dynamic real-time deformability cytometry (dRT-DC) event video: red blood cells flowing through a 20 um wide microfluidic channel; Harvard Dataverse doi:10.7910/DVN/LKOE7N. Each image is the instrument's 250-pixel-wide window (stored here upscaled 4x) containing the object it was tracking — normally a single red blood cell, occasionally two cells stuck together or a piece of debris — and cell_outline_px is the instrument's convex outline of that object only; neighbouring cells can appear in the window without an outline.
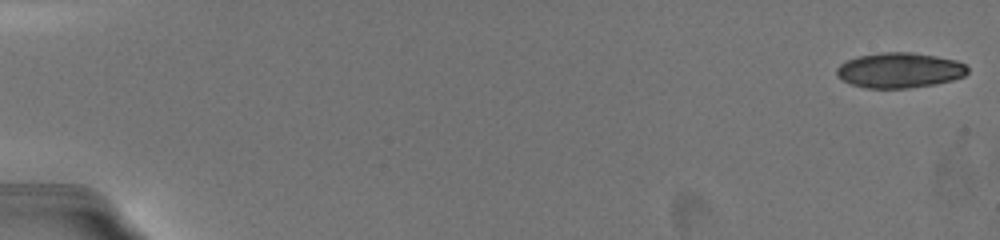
{"species": "common noctule bat (a hibernating species)", "species_latin": "Nyctalus noctula", "temperature_condition": "warm", "stored_images_in_passage": 76, "segment_of_instrument_passage": [1, 2], "camera_frame_rate_fps": 3000, "um_per_image_px": 0.085, "animal": {"sex": "female", "body_mass_g": 19.5, "forearm_length_mm": 54.1}, "frame": {"image": 1, "passage_image": 1, "time_ms": 0.0, "image_size_px": [1000, 240], "cell_outline_px": [[968, 72], [964, 76], [952, 80], [936, 84], [908, 88], [864, 88], [852, 84], [836, 76], [836, 68], [840, 64], [856, 56], [884, 52], [912, 52], [936, 56], [956, 60], [964, 64], [968, 68]], "centroid_in_image_um": [76.46, 5.97], "position_along_channel_um": 8.5, "area_um2": 26.93}}
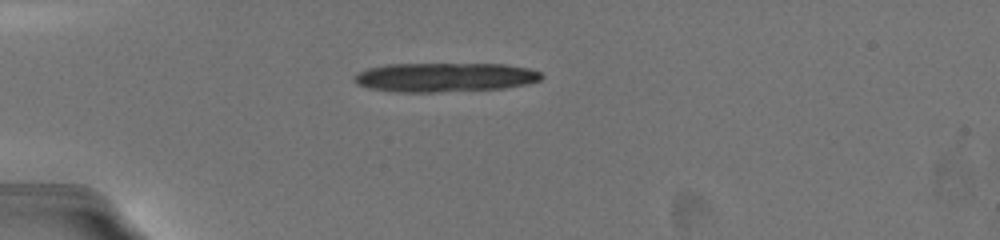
{"frame": {"image": 2, "passage_image": 17, "time_ms": 5.333, "image_size_px": [1000, 240], "cell_outline_px": [[544, 76], [540, 80], [528, 84], [504, 88], [428, 92], [408, 92], [372, 88], [356, 84], [352, 80], [352, 76], [356, 72], [368, 68], [384, 64], [504, 64], [528, 68], [540, 72]], "centroid_in_image_um": [37.79, 6.55], "position_along_channel_um": 47.2, "area_um2": 31.73}}